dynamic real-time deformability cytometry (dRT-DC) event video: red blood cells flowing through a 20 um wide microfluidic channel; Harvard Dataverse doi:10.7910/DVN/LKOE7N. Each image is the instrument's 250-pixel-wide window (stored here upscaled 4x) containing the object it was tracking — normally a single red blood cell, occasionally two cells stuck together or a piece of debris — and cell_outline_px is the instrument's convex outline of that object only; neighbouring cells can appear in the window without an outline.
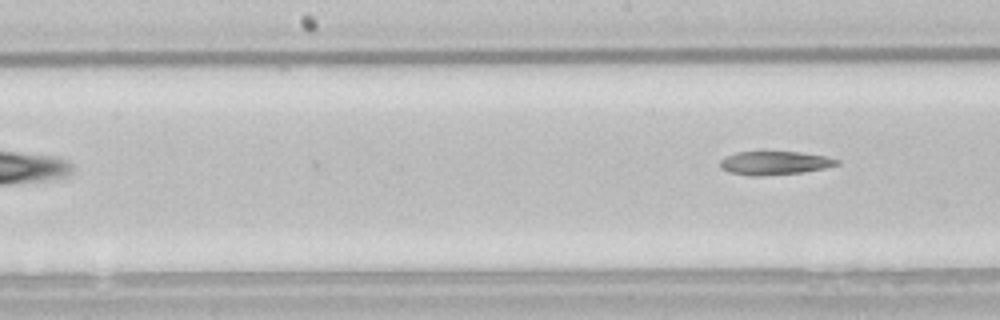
{"species": "common noctule bat (a hibernating species)", "species_latin": "Nyctalus noctula", "temperature_condition": "room temperature", "stored_images_in_passage": 7, "camera_frame_rate_fps": 3000, "um_per_image_px": 0.085, "animal": {"sex": "male", "body_mass_g": 21.5, "forearm_length_mm": 52.0}, "frame": {"image": 1, "passage_image": 7, "time_ms": 2.0, "image_size_px": [1000, 320], "cell_outline_px": [[840, 164], [824, 168], [800, 172], [760, 176], [752, 176], [728, 172], [720, 168], [720, 160], [724, 156], [736, 152], [800, 152], [824, 156], [840, 160]], "centroid_in_image_um": [65.8, 13.85], "position_along_channel_um": 182.4, "area_um2": 15.95}}